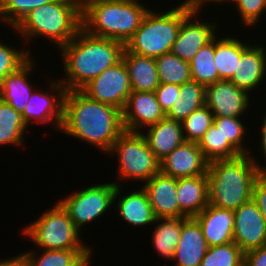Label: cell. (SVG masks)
<instances>
[{"label":"cell","instance_id":"cell-4","mask_svg":"<svg viewBox=\"0 0 266 266\" xmlns=\"http://www.w3.org/2000/svg\"><path fill=\"white\" fill-rule=\"evenodd\" d=\"M81 29V7L78 0H54L39 6L11 28L26 44L33 39L35 41L46 37L57 49L71 41Z\"/></svg>","mask_w":266,"mask_h":266},{"label":"cell","instance_id":"cell-29","mask_svg":"<svg viewBox=\"0 0 266 266\" xmlns=\"http://www.w3.org/2000/svg\"><path fill=\"white\" fill-rule=\"evenodd\" d=\"M27 128L22 114L0 99V146H24Z\"/></svg>","mask_w":266,"mask_h":266},{"label":"cell","instance_id":"cell-44","mask_svg":"<svg viewBox=\"0 0 266 266\" xmlns=\"http://www.w3.org/2000/svg\"><path fill=\"white\" fill-rule=\"evenodd\" d=\"M265 112V114H263V118H261V120H262V125H261V123H259L260 124V126H261V130H260V134L259 135H261V137H259L260 139V141H258L260 144V146H258L260 149V151H261V153H262V155H263V157L264 158H262V159H265V162H266V111H264ZM263 166H262V170H264L265 168H266V163L264 164H262Z\"/></svg>","mask_w":266,"mask_h":266},{"label":"cell","instance_id":"cell-19","mask_svg":"<svg viewBox=\"0 0 266 266\" xmlns=\"http://www.w3.org/2000/svg\"><path fill=\"white\" fill-rule=\"evenodd\" d=\"M262 44L253 43L242 53L237 70L230 81L249 94L258 91L266 78V51ZM262 82V83H261Z\"/></svg>","mask_w":266,"mask_h":266},{"label":"cell","instance_id":"cell-23","mask_svg":"<svg viewBox=\"0 0 266 266\" xmlns=\"http://www.w3.org/2000/svg\"><path fill=\"white\" fill-rule=\"evenodd\" d=\"M145 128L143 129L144 131H141V134L145 137L149 148L160 161L177 146L185 142L182 122L167 118L166 116L158 123Z\"/></svg>","mask_w":266,"mask_h":266},{"label":"cell","instance_id":"cell-32","mask_svg":"<svg viewBox=\"0 0 266 266\" xmlns=\"http://www.w3.org/2000/svg\"><path fill=\"white\" fill-rule=\"evenodd\" d=\"M158 79L165 84H183L191 81L190 63L183 61L172 52L155 58Z\"/></svg>","mask_w":266,"mask_h":266},{"label":"cell","instance_id":"cell-40","mask_svg":"<svg viewBox=\"0 0 266 266\" xmlns=\"http://www.w3.org/2000/svg\"><path fill=\"white\" fill-rule=\"evenodd\" d=\"M154 93L161 109L166 114L168 110L174 105L179 96L180 84L160 83Z\"/></svg>","mask_w":266,"mask_h":266},{"label":"cell","instance_id":"cell-17","mask_svg":"<svg viewBox=\"0 0 266 266\" xmlns=\"http://www.w3.org/2000/svg\"><path fill=\"white\" fill-rule=\"evenodd\" d=\"M156 218H187L176 198L177 179L159 172L142 183Z\"/></svg>","mask_w":266,"mask_h":266},{"label":"cell","instance_id":"cell-21","mask_svg":"<svg viewBox=\"0 0 266 266\" xmlns=\"http://www.w3.org/2000/svg\"><path fill=\"white\" fill-rule=\"evenodd\" d=\"M208 249L199 223L182 218V231L172 261L175 266H200Z\"/></svg>","mask_w":266,"mask_h":266},{"label":"cell","instance_id":"cell-34","mask_svg":"<svg viewBox=\"0 0 266 266\" xmlns=\"http://www.w3.org/2000/svg\"><path fill=\"white\" fill-rule=\"evenodd\" d=\"M243 117H222V116H214L213 124L218 128V130L223 135L224 139H227L229 143L241 154L247 155L252 150L251 148H247V144L245 142H249L245 136L246 133L249 134L248 127H245L244 121H242ZM248 129V130H247ZM246 138V139H244ZM244 140H246L244 142ZM245 144V145H244Z\"/></svg>","mask_w":266,"mask_h":266},{"label":"cell","instance_id":"cell-26","mask_svg":"<svg viewBox=\"0 0 266 266\" xmlns=\"http://www.w3.org/2000/svg\"><path fill=\"white\" fill-rule=\"evenodd\" d=\"M252 42L253 41L250 39L247 43L243 42L241 39L239 40V37L236 38L235 36L234 38V36L231 37L229 34L227 37H225V35H222L221 38L219 35L215 37L214 61L220 79H231L235 70H237L242 53L252 44Z\"/></svg>","mask_w":266,"mask_h":266},{"label":"cell","instance_id":"cell-10","mask_svg":"<svg viewBox=\"0 0 266 266\" xmlns=\"http://www.w3.org/2000/svg\"><path fill=\"white\" fill-rule=\"evenodd\" d=\"M88 98L123 111L132 92L127 68L121 59L87 83L81 90Z\"/></svg>","mask_w":266,"mask_h":266},{"label":"cell","instance_id":"cell-14","mask_svg":"<svg viewBox=\"0 0 266 266\" xmlns=\"http://www.w3.org/2000/svg\"><path fill=\"white\" fill-rule=\"evenodd\" d=\"M249 97V93L236 87L230 80L221 79L206 87L205 102L214 116L243 117L253 99Z\"/></svg>","mask_w":266,"mask_h":266},{"label":"cell","instance_id":"cell-38","mask_svg":"<svg viewBox=\"0 0 266 266\" xmlns=\"http://www.w3.org/2000/svg\"><path fill=\"white\" fill-rule=\"evenodd\" d=\"M32 56L29 49H17L0 39V83L9 74L18 70Z\"/></svg>","mask_w":266,"mask_h":266},{"label":"cell","instance_id":"cell-22","mask_svg":"<svg viewBox=\"0 0 266 266\" xmlns=\"http://www.w3.org/2000/svg\"><path fill=\"white\" fill-rule=\"evenodd\" d=\"M32 56L15 72L7 75L0 83V99L9 104L17 112L23 113L34 88L29 75L35 69V59Z\"/></svg>","mask_w":266,"mask_h":266},{"label":"cell","instance_id":"cell-7","mask_svg":"<svg viewBox=\"0 0 266 266\" xmlns=\"http://www.w3.org/2000/svg\"><path fill=\"white\" fill-rule=\"evenodd\" d=\"M24 227L21 233L34 242L38 251L94 249L83 243V233L75 227L69 214L58 201L39 215L36 221Z\"/></svg>","mask_w":266,"mask_h":266},{"label":"cell","instance_id":"cell-42","mask_svg":"<svg viewBox=\"0 0 266 266\" xmlns=\"http://www.w3.org/2000/svg\"><path fill=\"white\" fill-rule=\"evenodd\" d=\"M244 266H266V245L246 252Z\"/></svg>","mask_w":266,"mask_h":266},{"label":"cell","instance_id":"cell-3","mask_svg":"<svg viewBox=\"0 0 266 266\" xmlns=\"http://www.w3.org/2000/svg\"><path fill=\"white\" fill-rule=\"evenodd\" d=\"M250 152L233 159L209 162V204L235 211L252 198L254 182L263 170L261 161Z\"/></svg>","mask_w":266,"mask_h":266},{"label":"cell","instance_id":"cell-2","mask_svg":"<svg viewBox=\"0 0 266 266\" xmlns=\"http://www.w3.org/2000/svg\"><path fill=\"white\" fill-rule=\"evenodd\" d=\"M125 45L119 41L89 35L81 29L57 52L63 60V79H58L66 91L81 90L104 70L122 59Z\"/></svg>","mask_w":266,"mask_h":266},{"label":"cell","instance_id":"cell-5","mask_svg":"<svg viewBox=\"0 0 266 266\" xmlns=\"http://www.w3.org/2000/svg\"><path fill=\"white\" fill-rule=\"evenodd\" d=\"M149 7L141 0H105L81 10L82 29L89 35L116 40L124 45L140 27Z\"/></svg>","mask_w":266,"mask_h":266},{"label":"cell","instance_id":"cell-16","mask_svg":"<svg viewBox=\"0 0 266 266\" xmlns=\"http://www.w3.org/2000/svg\"><path fill=\"white\" fill-rule=\"evenodd\" d=\"M208 166L198 143L185 141L160 161V172L179 179L207 175Z\"/></svg>","mask_w":266,"mask_h":266},{"label":"cell","instance_id":"cell-20","mask_svg":"<svg viewBox=\"0 0 266 266\" xmlns=\"http://www.w3.org/2000/svg\"><path fill=\"white\" fill-rule=\"evenodd\" d=\"M194 219L199 223L208 247L234 242L233 210L208 204Z\"/></svg>","mask_w":266,"mask_h":266},{"label":"cell","instance_id":"cell-24","mask_svg":"<svg viewBox=\"0 0 266 266\" xmlns=\"http://www.w3.org/2000/svg\"><path fill=\"white\" fill-rule=\"evenodd\" d=\"M177 201L187 218H194L209 204L208 176L199 175L177 179Z\"/></svg>","mask_w":266,"mask_h":266},{"label":"cell","instance_id":"cell-15","mask_svg":"<svg viewBox=\"0 0 266 266\" xmlns=\"http://www.w3.org/2000/svg\"><path fill=\"white\" fill-rule=\"evenodd\" d=\"M165 116L154 92L132 91L122 111V123L125 131L141 132Z\"/></svg>","mask_w":266,"mask_h":266},{"label":"cell","instance_id":"cell-47","mask_svg":"<svg viewBox=\"0 0 266 266\" xmlns=\"http://www.w3.org/2000/svg\"><path fill=\"white\" fill-rule=\"evenodd\" d=\"M78 1H79L81 10H82L89 3H94V2H97V1H105V0H78Z\"/></svg>","mask_w":266,"mask_h":266},{"label":"cell","instance_id":"cell-25","mask_svg":"<svg viewBox=\"0 0 266 266\" xmlns=\"http://www.w3.org/2000/svg\"><path fill=\"white\" fill-rule=\"evenodd\" d=\"M122 60L127 68L132 91L154 92L159 86L155 58L129 52L126 48Z\"/></svg>","mask_w":266,"mask_h":266},{"label":"cell","instance_id":"cell-30","mask_svg":"<svg viewBox=\"0 0 266 266\" xmlns=\"http://www.w3.org/2000/svg\"><path fill=\"white\" fill-rule=\"evenodd\" d=\"M214 54L215 38L201 47L189 62L192 81L207 87L221 80L215 66Z\"/></svg>","mask_w":266,"mask_h":266},{"label":"cell","instance_id":"cell-31","mask_svg":"<svg viewBox=\"0 0 266 266\" xmlns=\"http://www.w3.org/2000/svg\"><path fill=\"white\" fill-rule=\"evenodd\" d=\"M92 250H42L41 254L35 249L22 253L29 266H75ZM43 252V253H42Z\"/></svg>","mask_w":266,"mask_h":266},{"label":"cell","instance_id":"cell-37","mask_svg":"<svg viewBox=\"0 0 266 266\" xmlns=\"http://www.w3.org/2000/svg\"><path fill=\"white\" fill-rule=\"evenodd\" d=\"M54 0H2L0 2V23L12 29L31 10Z\"/></svg>","mask_w":266,"mask_h":266},{"label":"cell","instance_id":"cell-11","mask_svg":"<svg viewBox=\"0 0 266 266\" xmlns=\"http://www.w3.org/2000/svg\"><path fill=\"white\" fill-rule=\"evenodd\" d=\"M49 92L35 88L28 103L22 113L23 120L27 126H31L34 122L36 124H49L53 121V129L60 132L63 121V102L66 92L65 87L58 79H48ZM54 93V94H53Z\"/></svg>","mask_w":266,"mask_h":266},{"label":"cell","instance_id":"cell-1","mask_svg":"<svg viewBox=\"0 0 266 266\" xmlns=\"http://www.w3.org/2000/svg\"><path fill=\"white\" fill-rule=\"evenodd\" d=\"M60 131L108 153L125 131L122 111L88 98L80 90L66 91Z\"/></svg>","mask_w":266,"mask_h":266},{"label":"cell","instance_id":"cell-41","mask_svg":"<svg viewBox=\"0 0 266 266\" xmlns=\"http://www.w3.org/2000/svg\"><path fill=\"white\" fill-rule=\"evenodd\" d=\"M252 199L258 206L266 221V173L264 171L257 177L252 190Z\"/></svg>","mask_w":266,"mask_h":266},{"label":"cell","instance_id":"cell-39","mask_svg":"<svg viewBox=\"0 0 266 266\" xmlns=\"http://www.w3.org/2000/svg\"><path fill=\"white\" fill-rule=\"evenodd\" d=\"M232 2L236 5L239 16L241 15V24L247 26L244 28H253L262 20L261 16L266 14V0H229L227 5Z\"/></svg>","mask_w":266,"mask_h":266},{"label":"cell","instance_id":"cell-43","mask_svg":"<svg viewBox=\"0 0 266 266\" xmlns=\"http://www.w3.org/2000/svg\"><path fill=\"white\" fill-rule=\"evenodd\" d=\"M183 5H185L186 7H188L189 9L191 10H200L202 11L201 9L205 6L208 7L207 4L209 5H214L212 3H215V6L218 5V4H222V6L224 5V0H184L181 2Z\"/></svg>","mask_w":266,"mask_h":266},{"label":"cell","instance_id":"cell-18","mask_svg":"<svg viewBox=\"0 0 266 266\" xmlns=\"http://www.w3.org/2000/svg\"><path fill=\"white\" fill-rule=\"evenodd\" d=\"M118 181H115L117 186L114 194V205H116L115 208H117L119 218L128 225L135 226V228L137 226L139 228L148 225L153 226L156 216L143 188L139 187L138 189L137 187V189L126 192L125 195L122 194L121 196L123 183L120 184Z\"/></svg>","mask_w":266,"mask_h":266},{"label":"cell","instance_id":"cell-36","mask_svg":"<svg viewBox=\"0 0 266 266\" xmlns=\"http://www.w3.org/2000/svg\"><path fill=\"white\" fill-rule=\"evenodd\" d=\"M214 115L206 106H202L182 121L185 141L198 143L213 124Z\"/></svg>","mask_w":266,"mask_h":266},{"label":"cell","instance_id":"cell-12","mask_svg":"<svg viewBox=\"0 0 266 266\" xmlns=\"http://www.w3.org/2000/svg\"><path fill=\"white\" fill-rule=\"evenodd\" d=\"M217 22H213V19L211 22L208 20L205 22L201 18L200 10H192L182 20L171 52L183 61L190 62L201 47L221 33L218 32L217 27L220 25H217Z\"/></svg>","mask_w":266,"mask_h":266},{"label":"cell","instance_id":"cell-6","mask_svg":"<svg viewBox=\"0 0 266 266\" xmlns=\"http://www.w3.org/2000/svg\"><path fill=\"white\" fill-rule=\"evenodd\" d=\"M178 4L174 8L172 5L168 11L165 9V12L149 9L125 48L151 58L171 52L182 20L192 11L182 3Z\"/></svg>","mask_w":266,"mask_h":266},{"label":"cell","instance_id":"cell-33","mask_svg":"<svg viewBox=\"0 0 266 266\" xmlns=\"http://www.w3.org/2000/svg\"><path fill=\"white\" fill-rule=\"evenodd\" d=\"M200 150L204 157L209 161L233 159L241 156V154L224 139L218 128L212 124L209 130L204 134L198 142Z\"/></svg>","mask_w":266,"mask_h":266},{"label":"cell","instance_id":"cell-28","mask_svg":"<svg viewBox=\"0 0 266 266\" xmlns=\"http://www.w3.org/2000/svg\"><path fill=\"white\" fill-rule=\"evenodd\" d=\"M205 94L206 87L196 81L181 84L179 96L166 113V117L182 122L196 109L206 105Z\"/></svg>","mask_w":266,"mask_h":266},{"label":"cell","instance_id":"cell-35","mask_svg":"<svg viewBox=\"0 0 266 266\" xmlns=\"http://www.w3.org/2000/svg\"><path fill=\"white\" fill-rule=\"evenodd\" d=\"M245 253L234 243L208 247L200 266H244Z\"/></svg>","mask_w":266,"mask_h":266},{"label":"cell","instance_id":"cell-27","mask_svg":"<svg viewBox=\"0 0 266 266\" xmlns=\"http://www.w3.org/2000/svg\"><path fill=\"white\" fill-rule=\"evenodd\" d=\"M157 223V224H156ZM151 242L158 256L171 261L182 231V218H156Z\"/></svg>","mask_w":266,"mask_h":266},{"label":"cell","instance_id":"cell-45","mask_svg":"<svg viewBox=\"0 0 266 266\" xmlns=\"http://www.w3.org/2000/svg\"><path fill=\"white\" fill-rule=\"evenodd\" d=\"M17 255L6 259L2 258V260L0 259V266H29L23 253Z\"/></svg>","mask_w":266,"mask_h":266},{"label":"cell","instance_id":"cell-9","mask_svg":"<svg viewBox=\"0 0 266 266\" xmlns=\"http://www.w3.org/2000/svg\"><path fill=\"white\" fill-rule=\"evenodd\" d=\"M116 182L97 183L74 193L62 196L58 202L69 214L75 227L81 232L86 224L104 216L114 206Z\"/></svg>","mask_w":266,"mask_h":266},{"label":"cell","instance_id":"cell-13","mask_svg":"<svg viewBox=\"0 0 266 266\" xmlns=\"http://www.w3.org/2000/svg\"><path fill=\"white\" fill-rule=\"evenodd\" d=\"M233 240L244 253L266 245V221L252 198L234 211Z\"/></svg>","mask_w":266,"mask_h":266},{"label":"cell","instance_id":"cell-8","mask_svg":"<svg viewBox=\"0 0 266 266\" xmlns=\"http://www.w3.org/2000/svg\"><path fill=\"white\" fill-rule=\"evenodd\" d=\"M109 155H117L119 182H147L160 172V160L149 148L141 132L124 131L114 142ZM131 180V181H130Z\"/></svg>","mask_w":266,"mask_h":266},{"label":"cell","instance_id":"cell-46","mask_svg":"<svg viewBox=\"0 0 266 266\" xmlns=\"http://www.w3.org/2000/svg\"><path fill=\"white\" fill-rule=\"evenodd\" d=\"M94 250H92L89 254L85 255L75 266H91V260Z\"/></svg>","mask_w":266,"mask_h":266}]
</instances>
